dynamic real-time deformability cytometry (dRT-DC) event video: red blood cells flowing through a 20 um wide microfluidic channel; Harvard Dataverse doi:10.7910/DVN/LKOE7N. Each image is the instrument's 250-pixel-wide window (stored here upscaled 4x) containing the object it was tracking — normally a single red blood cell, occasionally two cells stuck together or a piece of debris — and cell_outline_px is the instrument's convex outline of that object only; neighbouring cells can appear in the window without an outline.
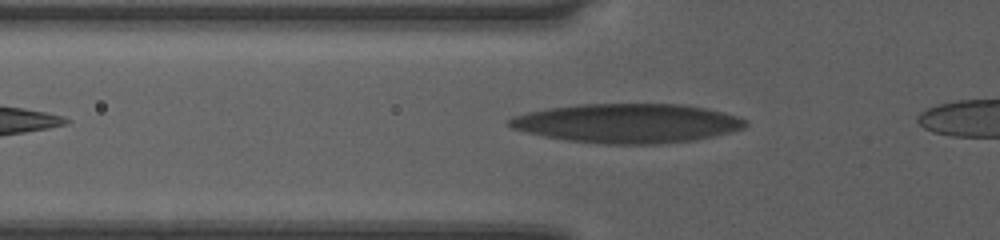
{"species": "human", "species_latin": "Homo sapiens", "temperature_condition": "room temperature", "stored_images_in_passage": 5, "camera_frame_rate_fps": 3000, "um_per_image_px": 0.085, "donor": {"sex": "female"}, "frame": {"image": 1, "passage_image": 2, "time_ms": 0.333, "image_size_px": [1000, 240], "cell_outline_px": [[748, 124], [744, 128], [696, 140], [660, 144], [604, 144], [568, 140], [544, 136], [512, 128], [508, 124], [508, 120], [512, 116], [528, 112], [548, 108], [580, 104], [684, 104], [704, 108], [736, 116], [748, 120]], "centroid_in_image_um": [53.33, 10.48], "position_along_channel_um": 72.5, "area_um2": 53.75}}